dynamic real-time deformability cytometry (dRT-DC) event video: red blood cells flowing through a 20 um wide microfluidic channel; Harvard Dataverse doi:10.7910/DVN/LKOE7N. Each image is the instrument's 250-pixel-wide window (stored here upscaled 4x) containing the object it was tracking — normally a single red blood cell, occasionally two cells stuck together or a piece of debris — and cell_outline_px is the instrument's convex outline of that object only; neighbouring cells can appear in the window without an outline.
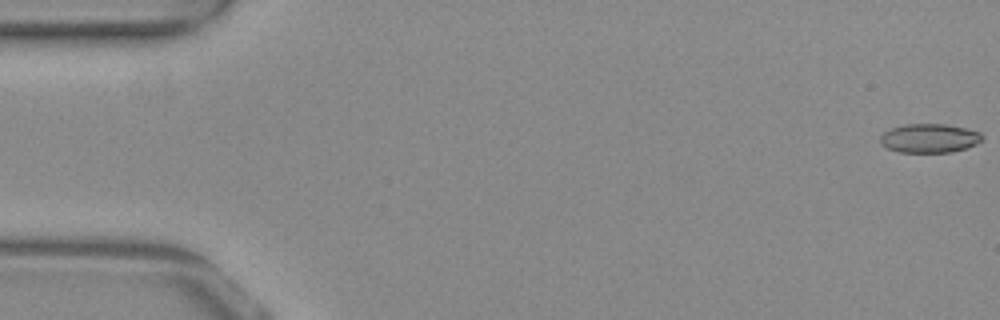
{"species": "common noctule bat (a hibernating species)", "species_latin": "Nyctalus noctula", "temperature_condition": "warm", "stored_images_in_passage": 54, "camera_frame_rate_fps": 3000, "um_per_image_px": 0.085, "animal": {"sex": "female", "body_mass_g": 29.2, "forearm_length_mm": 56.3}, "frame": {"image": 1, "passage_image": 1, "time_ms": 0.0, "image_size_px": [1000, 320], "cell_outline_px": [[984, 136], [976, 144], [952, 152], [900, 152], [888, 148], [880, 144], [880, 136], [884, 132], [892, 128], [904, 124], [948, 124], [980, 132]], "centroid_in_image_um": [78.98, 11.74], "position_along_channel_um": 6.0, "area_um2": 17.11}}
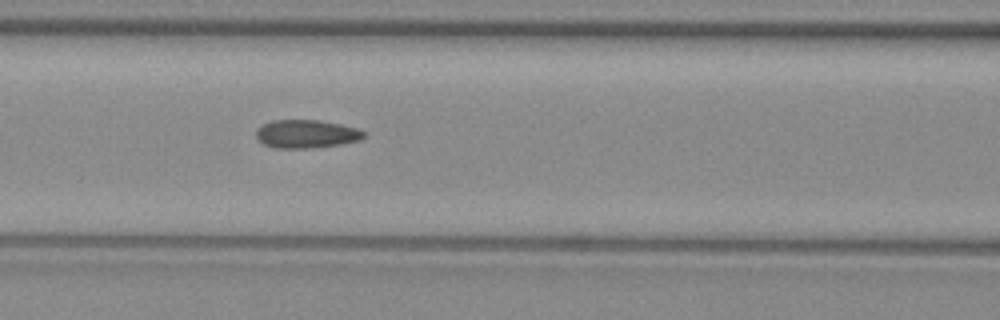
{"frame": {"image": 2, "passage_image": 23, "time_ms": 7.333, "image_size_px": [1000, 320], "cell_outline_px": [[364, 136], [360, 140], [340, 144], [312, 148], [272, 148], [264, 144], [256, 136], [256, 132], [264, 124], [272, 120], [316, 120], [340, 124], [356, 128], [364, 132]], "centroid_in_image_um": [26.03, 11.39], "position_along_channel_um": 140.6, "area_um2": 17.51}}
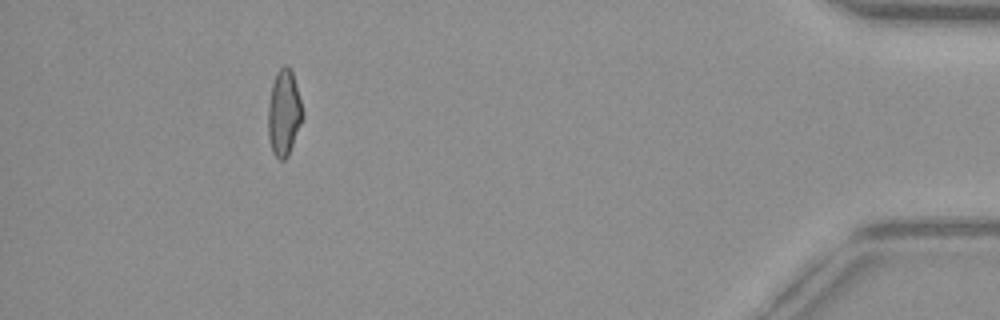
{"frame": {"image": 3, "passage_image": 49, "time_ms": 16.0, "image_size_px": [1000, 320], "cell_outline_px": [[304, 116], [288, 156], [284, 160], [280, 160], [272, 152], [268, 136], [268, 104], [272, 84], [276, 72], [284, 64], [288, 64], [292, 72], [300, 100]], "centroid_in_image_um": [24.12, 9.59], "position_along_channel_um": 411.1, "area_um2": 17.28}, "authors_computed_cell_mechanics": {"area_um2": 17.5134, "velocity_mm_per_s": 3.892, "shape_relaxation_time_tau1_ms": null, "shape_relaxation_time_tau2_ms": 1.5644, "deformation_change_tau1": null, "deformation_change_tau2": 0.0894}}